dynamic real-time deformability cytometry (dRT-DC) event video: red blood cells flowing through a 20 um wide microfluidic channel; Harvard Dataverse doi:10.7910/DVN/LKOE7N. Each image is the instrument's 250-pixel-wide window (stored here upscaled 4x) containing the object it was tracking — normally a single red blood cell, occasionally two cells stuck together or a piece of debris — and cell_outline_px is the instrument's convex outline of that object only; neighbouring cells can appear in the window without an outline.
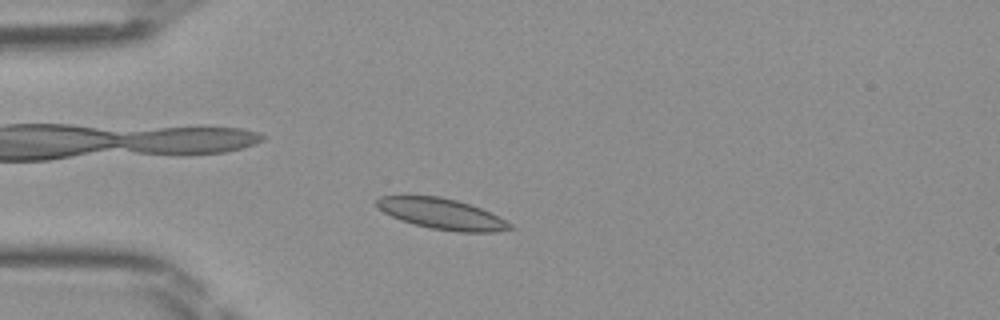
{"species": "Egyptian fruit bat (a non-hibernating species)", "species_latin": "Rousettus aegyptiacus", "temperature_condition": "room temperature", "stored_images_in_passage": 33, "camera_frame_rate_fps": 3000, "um_per_image_px": 0.085, "frame": {"image": 1, "passage_image": 8, "time_ms": 2.333, "image_size_px": [1000, 320], "cell_outline_px": [[516, 228], [492, 232], [456, 232], [432, 228], [400, 220], [384, 212], [376, 204], [376, 200], [380, 196], [440, 196], [456, 200], [480, 208], [512, 224]], "centroid_in_image_um": [37.56, 18.18], "position_along_channel_um": 47.4, "area_um2": 23.47}}
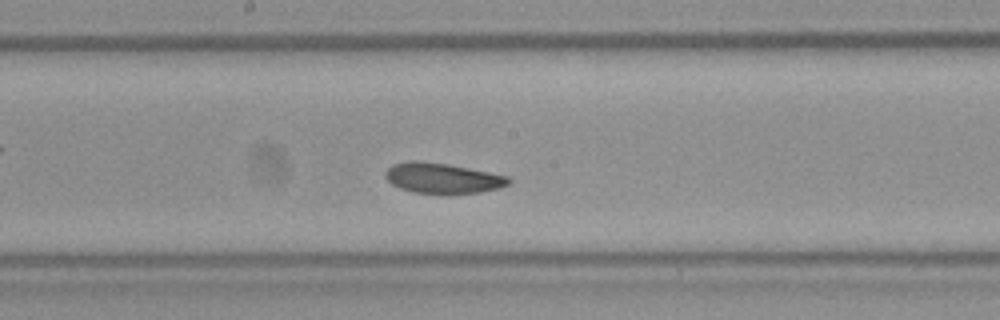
{"frame": {"image": 2, "passage_image": 21, "time_ms": 6.667, "image_size_px": [1000, 320], "cell_outline_px": [[512, 180], [508, 184], [500, 188], [480, 192], [452, 196], [448, 196], [412, 192], [400, 188], [392, 184], [384, 176], [384, 172], [392, 164], [408, 160], [420, 160], [448, 164], [508, 176]], "centroid_in_image_um": [37.6, 15.17], "position_along_channel_um": 210.6, "area_um2": 22.54}}
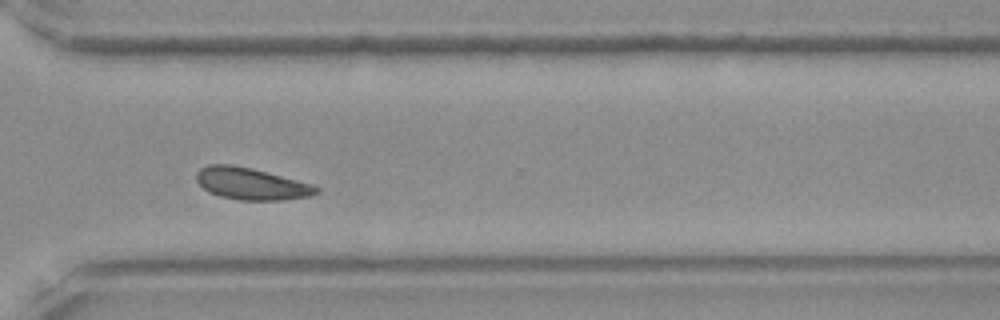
{"frame": {"image": 3, "passage_image": 31, "time_ms": 10.0, "image_size_px": [1000, 320], "cell_outline_px": [[320, 192], [312, 196], [284, 200], [240, 200], [220, 196], [208, 192], [196, 180], [196, 172], [200, 168], [208, 164], [232, 164], [252, 168], [312, 184], [320, 188]], "centroid_in_image_um": [21.36, 15.62], "position_along_channel_um": 349.2, "area_um2": 22.43}}